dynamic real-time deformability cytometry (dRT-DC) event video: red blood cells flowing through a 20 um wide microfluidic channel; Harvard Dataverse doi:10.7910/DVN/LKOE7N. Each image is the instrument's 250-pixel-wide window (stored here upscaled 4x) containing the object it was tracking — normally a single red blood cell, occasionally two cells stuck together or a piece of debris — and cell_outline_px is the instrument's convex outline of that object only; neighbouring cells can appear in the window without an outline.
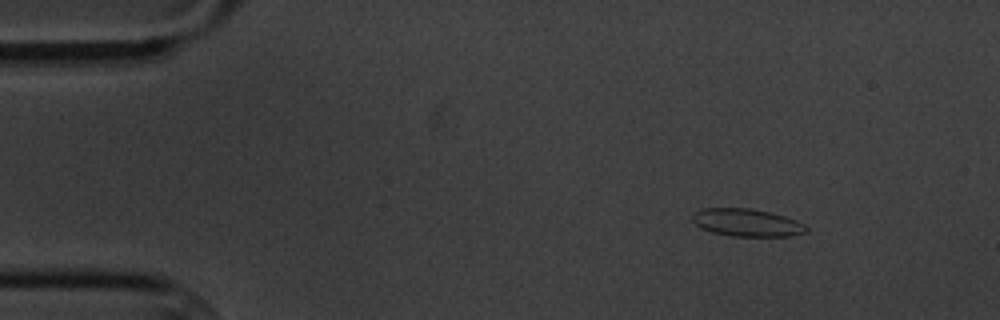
{"species": "common noctule bat (a hibernating species)", "species_latin": "Nyctalus noctula", "temperature_condition": "cold", "stored_images_in_passage": 4, "camera_frame_rate_fps": 3000, "um_per_image_px": 0.085, "animal": {"sex": "male", "body_mass_g": 20.1, "forearm_length_mm": 53.5}, "frame": {"image": 1, "passage_image": 1, "time_ms": 0.0, "image_size_px": [1000, 320], "cell_outline_px": [[808, 232], [792, 236], [732, 236], [712, 232], [700, 228], [692, 220], [692, 212], [704, 208], [748, 208], [768, 212], [784, 216], [796, 220], [804, 224], [808, 228]], "centroid_in_image_um": [63.47, 18.92], "position_along_channel_um": 21.5, "area_um2": 18.38}}